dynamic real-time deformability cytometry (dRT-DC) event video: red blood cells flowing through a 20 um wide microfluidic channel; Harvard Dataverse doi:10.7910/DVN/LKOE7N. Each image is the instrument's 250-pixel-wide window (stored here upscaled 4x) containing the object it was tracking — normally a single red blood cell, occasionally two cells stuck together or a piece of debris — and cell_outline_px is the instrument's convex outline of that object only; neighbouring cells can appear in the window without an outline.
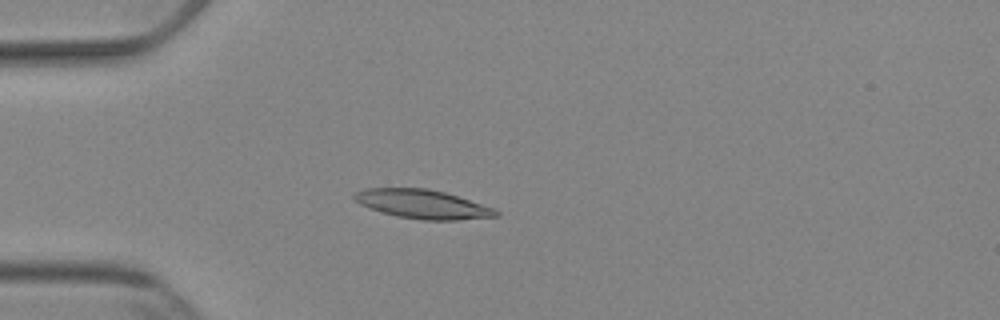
{"species": "Egyptian fruit bat (a non-hibernating species)", "species_latin": "Rousettus aegyptiacus", "temperature_condition": "cold", "stored_images_in_passage": 51, "camera_frame_rate_fps": 3000, "um_per_image_px": 0.085, "animal": {"sex": "female"}, "frame": {"image": 1, "passage_image": 13, "time_ms": 4.0, "image_size_px": [1000, 320], "cell_outline_px": [[496, 216], [452, 220], [428, 220], [400, 216], [384, 212], [372, 208], [356, 200], [356, 196], [360, 192], [372, 188], [424, 188], [444, 192], [492, 208], [496, 212]], "centroid_in_image_um": [35.96, 17.35], "position_along_channel_um": 49.0, "area_um2": 22.48}}
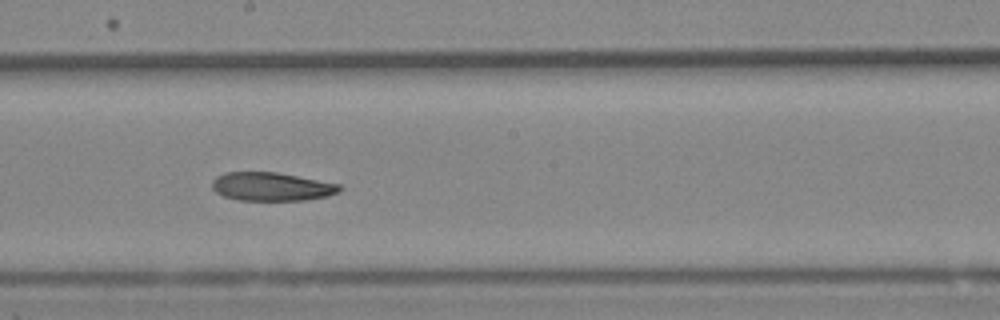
{"frame": {"image": 2, "passage_image": 28, "time_ms": 9.0, "image_size_px": [1000, 320], "cell_outline_px": [[340, 188], [336, 192], [324, 196], [300, 200], [240, 200], [224, 196], [216, 192], [212, 188], [212, 184], [220, 176], [228, 172], [276, 172], [340, 184]], "centroid_in_image_um": [23.06, 15.86], "position_along_channel_um": 225.1, "area_um2": 20.52}}
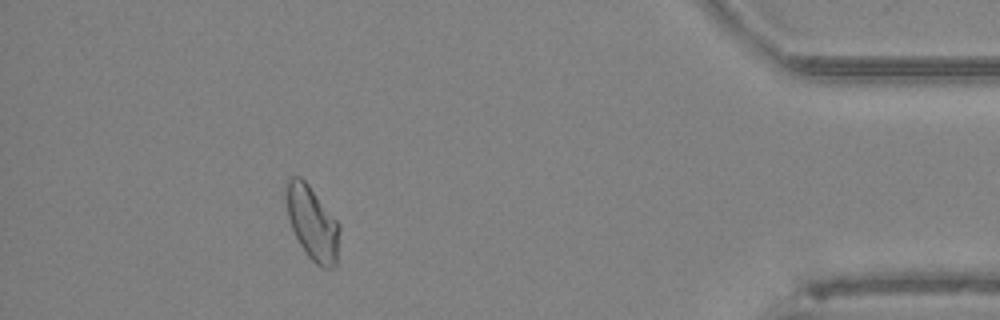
{"frame": {"image": 3, "passage_image": 46, "time_ms": 15.0, "image_size_px": [1000, 320], "cell_outline_px": [[340, 228], [336, 264], [332, 268], [324, 268], [316, 264], [308, 256], [296, 236], [292, 228], [288, 216], [288, 180], [292, 176], [300, 176], [308, 184], [340, 224]], "centroid_in_image_um": [26.6, 18.99], "position_along_channel_um": 408.6, "area_um2": 22.25}, "authors_computed_cell_mechanics": {"area_um2": 21.2704, "velocity_mm_per_s": 3.8607, "shape_relaxation_time_tau1_ms": 7.7098, "shape_relaxation_time_tau2_ms": 4.8813, "deformation_change_tau1": 0.1698, "deformation_change_tau2": 0.1204}}